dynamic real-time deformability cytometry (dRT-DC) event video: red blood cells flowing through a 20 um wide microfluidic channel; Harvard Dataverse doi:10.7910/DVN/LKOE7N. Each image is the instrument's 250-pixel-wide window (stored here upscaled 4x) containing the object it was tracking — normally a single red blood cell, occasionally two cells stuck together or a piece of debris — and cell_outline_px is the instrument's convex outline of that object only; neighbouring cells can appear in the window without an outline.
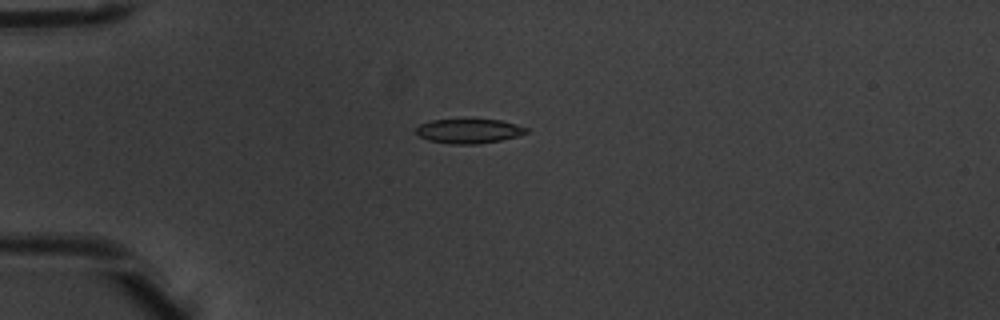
{"species": "common noctule bat (a hibernating species)", "species_latin": "Nyctalus noctula", "temperature_condition": "warm", "stored_images_in_passage": 5, "camera_frame_rate_fps": 3000, "um_per_image_px": 0.085, "animal": {"sex": "male", "body_mass_g": 20.1, "forearm_length_mm": 53.5}, "frame": {"image": 1, "passage_image": 3, "time_ms": 0.667, "image_size_px": [1000, 320], "cell_outline_px": [[528, 132], [516, 136], [500, 140], [476, 144], [448, 144], [428, 140], [420, 136], [416, 132], [416, 128], [420, 124], [432, 120], [500, 120], [516, 124], [528, 128]], "centroid_in_image_um": [39.84, 11.15], "position_along_channel_um": 45.2, "area_um2": 15.49}}